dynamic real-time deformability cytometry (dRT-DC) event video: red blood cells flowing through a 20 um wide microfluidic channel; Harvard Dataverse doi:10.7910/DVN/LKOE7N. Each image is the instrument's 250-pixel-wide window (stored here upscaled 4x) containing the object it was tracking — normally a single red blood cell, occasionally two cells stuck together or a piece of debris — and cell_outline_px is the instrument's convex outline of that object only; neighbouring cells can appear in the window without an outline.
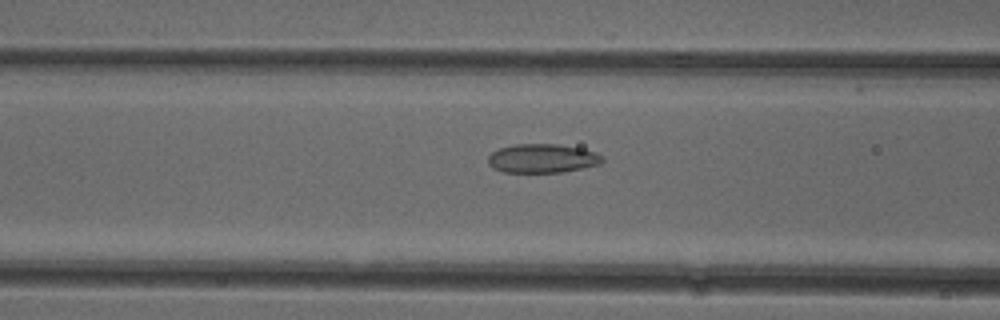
{"species": "common noctule bat (a hibernating species)", "species_latin": "Nyctalus noctula", "temperature_condition": "cold", "stored_images_in_passage": 36, "camera_frame_rate_fps": 3000, "um_per_image_px": 0.085, "animal": {"sex": "female"}, "frame": {"image": 1, "passage_image": 5, "time_ms": 1.333, "image_size_px": [1000, 320], "cell_outline_px": [[604, 160], [600, 164], [560, 172], [504, 172], [488, 164], [488, 156], [492, 152], [500, 148], [516, 144], [556, 144], [580, 148], [596, 152], [604, 156]], "centroid_in_image_um": [46.12, 13.45], "position_along_channel_um": 120.5, "area_um2": 19.07}}
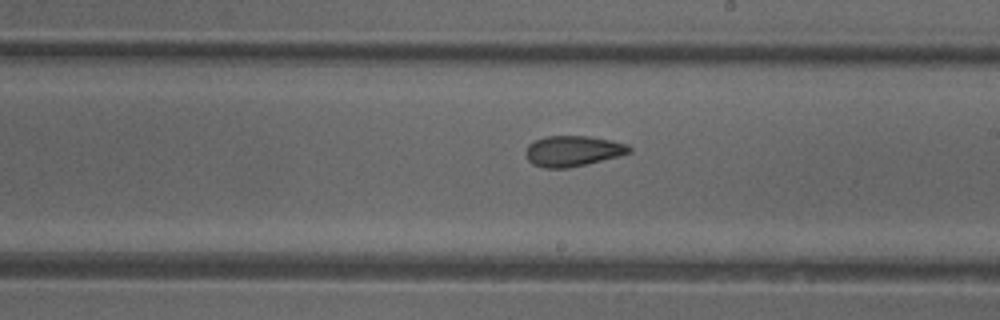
{"frame": {"image": 2, "passage_image": 14, "time_ms": 4.333, "image_size_px": [1000, 320], "cell_outline_px": [[632, 152], [620, 156], [568, 168], [544, 168], [532, 164], [528, 160], [524, 152], [528, 144], [536, 140], [548, 136], [588, 136], [612, 140], [628, 144], [632, 148]], "centroid_in_image_um": [48.7, 12.84], "position_along_channel_um": 240.3, "area_um2": 18.61}}
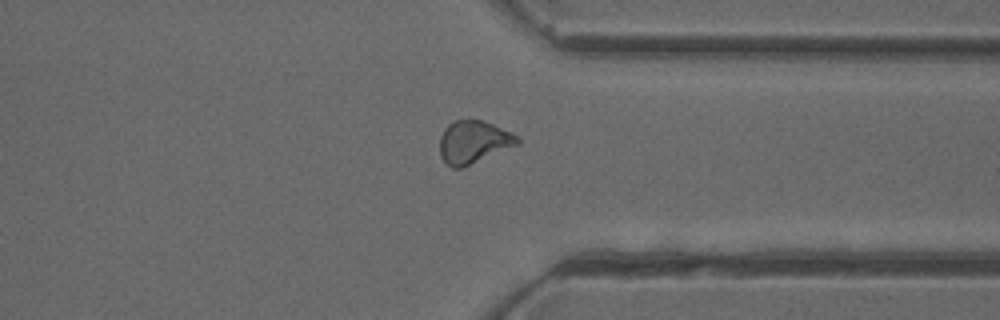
{"frame": {"image": 3, "passage_image": 24, "time_ms": 7.667, "image_size_px": [1000, 320], "cell_outline_px": [[520, 144], [460, 168], [452, 168], [440, 156], [440, 136], [444, 128], [448, 124], [456, 120], [484, 120], [516, 136], [520, 140]], "centroid_in_image_um": [40.22, 12.07], "position_along_channel_um": 371.2, "area_um2": 19.02}, "authors_computed_cell_mechanics": {"area_um2": 19.0162, "velocity_mm_per_s": 3.9831, "shape_relaxation_time_tau1_ms": null, "shape_relaxation_time_tau2_ms": 3.1836, "deformation_change_tau1": null, "deformation_change_tau2": 0.0889}}